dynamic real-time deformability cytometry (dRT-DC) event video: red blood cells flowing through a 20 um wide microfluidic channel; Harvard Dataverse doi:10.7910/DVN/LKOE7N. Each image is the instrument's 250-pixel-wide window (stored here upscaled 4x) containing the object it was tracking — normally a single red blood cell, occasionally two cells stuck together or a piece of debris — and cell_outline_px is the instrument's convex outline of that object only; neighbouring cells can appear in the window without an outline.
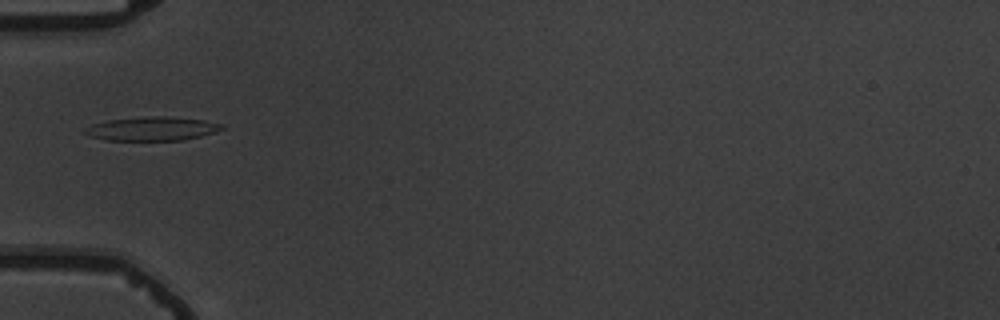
{"species": "common noctule bat (a hibernating species)", "species_latin": "Nyctalus noctula", "temperature_condition": "warm", "stored_images_in_passage": 2, "camera_frame_rate_fps": 3000, "um_per_image_px": 0.085, "animal": {"sex": "male", "body_mass_g": 19.5, "forearm_length_mm": 54.6}, "frame": {"image": 1, "passage_image": 2, "time_ms": 1.0, "image_size_px": [1000, 320], "cell_outline_px": [[224, 128], [216, 132], [184, 140], [108, 140], [88, 136], [84, 132], [84, 128], [92, 124], [108, 120], [152, 116], [164, 116], [204, 120], [220, 124]], "centroid_in_image_um": [12.9, 10.94], "position_along_channel_um": 72.1, "area_um2": 18.84}}